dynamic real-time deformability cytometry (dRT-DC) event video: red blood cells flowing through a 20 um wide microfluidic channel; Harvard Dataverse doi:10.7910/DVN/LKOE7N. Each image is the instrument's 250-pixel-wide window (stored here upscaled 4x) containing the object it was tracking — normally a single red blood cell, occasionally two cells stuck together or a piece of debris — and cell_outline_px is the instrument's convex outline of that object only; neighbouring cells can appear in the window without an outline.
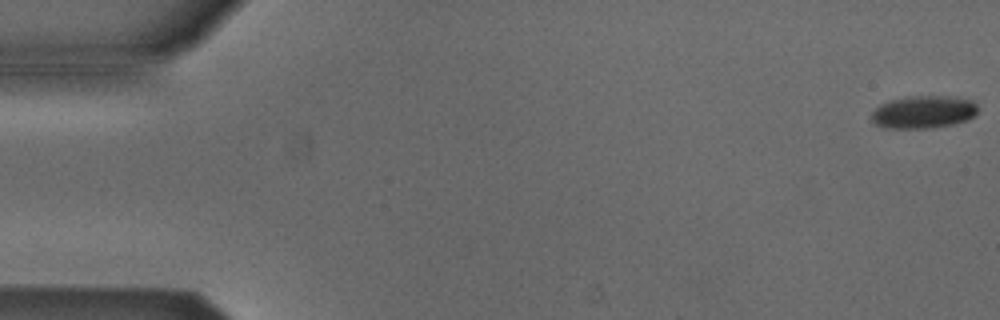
{"species": "Egyptian fruit bat (a non-hibernating species)", "species_latin": "Rousettus aegyptiacus", "temperature_condition": "cold", "stored_images_in_passage": 54, "camera_frame_rate_fps": 3000, "um_per_image_px": 0.085, "animal": {"sex": "male"}, "frame": {"image": 1, "passage_image": 1, "time_ms": 0.0, "image_size_px": [1000, 320], "cell_outline_px": [[976, 112], [968, 120], [952, 124], [932, 128], [888, 128], [876, 124], [872, 120], [872, 112], [880, 104], [888, 100], [908, 96], [956, 96], [972, 100], [976, 104]], "centroid_in_image_um": [78.49, 9.5], "position_along_channel_um": 6.5, "area_um2": 20.29}}
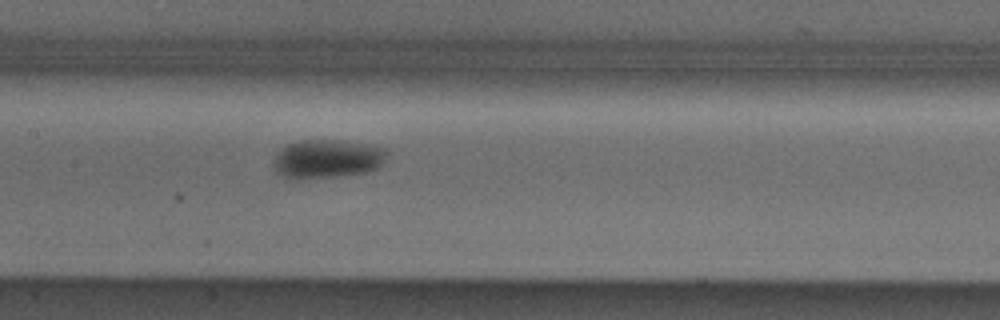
{"frame": {"image": 2, "passage_image": 26, "time_ms": 8.333, "image_size_px": [1000, 320], "cell_outline_px": [[388, 152], [384, 164], [380, 168], [368, 172], [336, 176], [288, 176], [280, 172], [276, 168], [276, 156], [280, 148], [288, 144], [300, 140], [336, 140], [368, 144], [388, 148]], "centroid_in_image_um": [27.98, 13.45], "position_along_channel_um": 179.4, "area_um2": 24.85}}
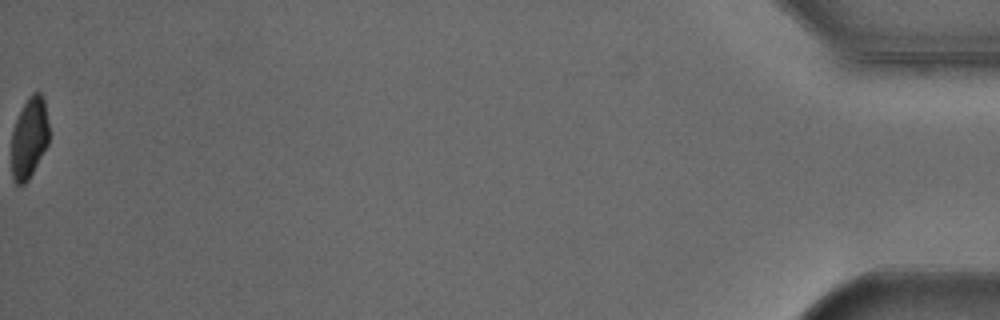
{"frame": {"image": 3, "passage_image": 54, "time_ms": 17.667, "image_size_px": [1000, 320], "cell_outline_px": [[48, 144], [28, 180], [20, 188], [12, 180], [12, 132], [16, 120], [28, 96], [32, 92], [40, 92], [44, 100], [48, 124]], "centroid_in_image_um": [2.47, 11.75], "position_along_channel_um": 432.7, "area_um2": 17.63}, "authors_computed_cell_mechanics": {"area_um2": 21.6172, "velocity_mm_per_s": 3.8602, "shape_relaxation_time_tau1_ms": 3.2877, "shape_relaxation_time_tau2_ms": null, "deformation_change_tau1": 0.0927, "deformation_change_tau2": null}}